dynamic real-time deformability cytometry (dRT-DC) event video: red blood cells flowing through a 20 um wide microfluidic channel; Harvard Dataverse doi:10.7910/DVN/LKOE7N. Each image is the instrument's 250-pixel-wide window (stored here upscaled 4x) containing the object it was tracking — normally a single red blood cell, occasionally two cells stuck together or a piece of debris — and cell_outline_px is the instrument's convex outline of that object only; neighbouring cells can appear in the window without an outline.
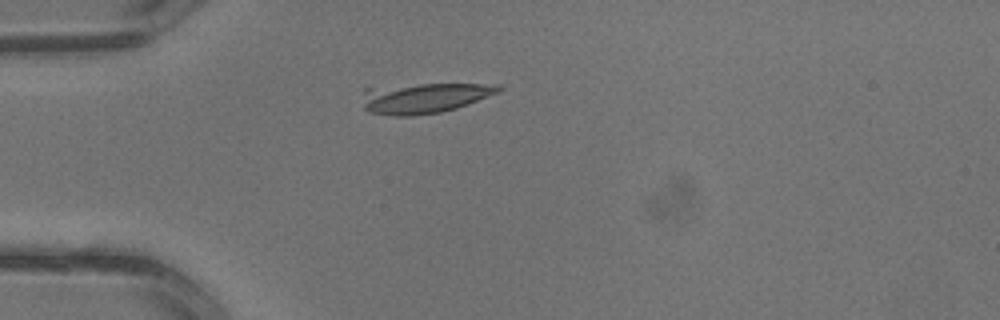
{"species": "common noctule bat (a hibernating species)", "species_latin": "Nyctalus noctula", "temperature_condition": "warm", "stored_images_in_passage": 3, "camera_frame_rate_fps": 3000, "um_per_image_px": 0.085, "animal": {"sex": "male", "body_mass_g": 13.3}, "frame": {"image": 1, "passage_image": 3, "time_ms": 0.667, "image_size_px": [1000, 320], "cell_outline_px": [[504, 88], [500, 92], [456, 108], [440, 112], [412, 116], [392, 116], [368, 112], [364, 108], [364, 88], [420, 84], [500, 84]], "centroid_in_image_um": [36.07, 8.33], "position_along_channel_um": 48.9, "area_um2": 24.04}}